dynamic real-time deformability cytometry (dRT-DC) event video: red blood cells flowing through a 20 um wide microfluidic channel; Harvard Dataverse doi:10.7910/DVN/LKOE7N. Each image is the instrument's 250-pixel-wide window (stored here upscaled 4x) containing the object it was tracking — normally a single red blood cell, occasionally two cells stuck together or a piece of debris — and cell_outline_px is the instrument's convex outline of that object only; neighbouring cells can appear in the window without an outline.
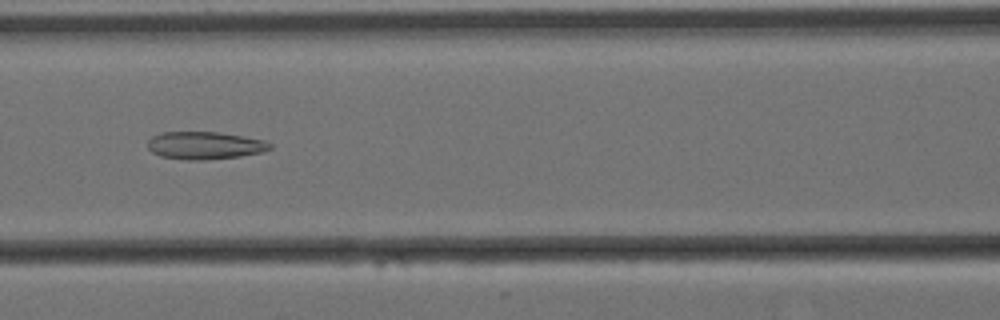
{"species": "Egyptian fruit bat (a non-hibernating species)", "species_latin": "Rousettus aegyptiacus", "temperature_condition": "cold", "stored_images_in_passage": 8, "camera_frame_rate_fps": 3000, "um_per_image_px": 0.085, "animal": {"sex": "female"}, "frame": {"image": 1, "passage_image": 7, "time_ms": 2.0, "image_size_px": [1000, 320], "cell_outline_px": [[272, 148], [260, 152], [240, 156], [204, 160], [188, 160], [160, 156], [152, 152], [148, 148], [148, 140], [152, 136], [160, 132], [220, 132], [264, 140], [272, 144]], "centroid_in_image_um": [17.38, 12.36], "position_along_channel_um": 149.2, "area_um2": 19.65}}
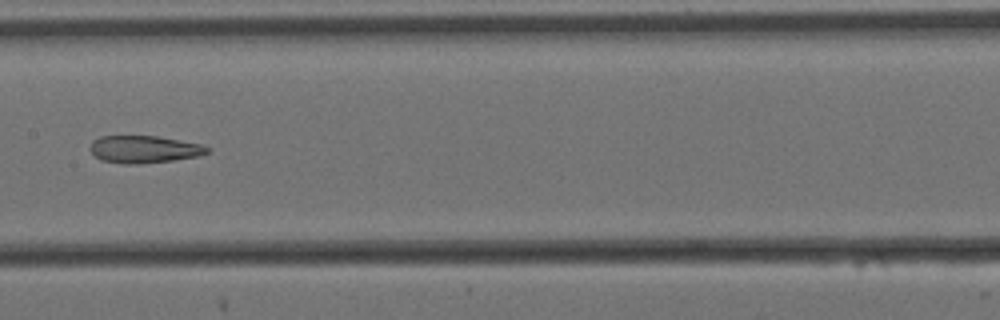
{"frame": {"image": 2, "passage_image": 8, "time_ms": 2.333, "image_size_px": [1000, 320], "cell_outline_px": [[212, 148], [208, 152], [196, 156], [172, 160], [136, 164], [124, 164], [100, 160], [88, 148], [92, 140], [100, 136], [156, 136], [204, 144]], "centroid_in_image_um": [12.23, 12.68], "position_along_channel_um": 195.2, "area_um2": 18.73}}